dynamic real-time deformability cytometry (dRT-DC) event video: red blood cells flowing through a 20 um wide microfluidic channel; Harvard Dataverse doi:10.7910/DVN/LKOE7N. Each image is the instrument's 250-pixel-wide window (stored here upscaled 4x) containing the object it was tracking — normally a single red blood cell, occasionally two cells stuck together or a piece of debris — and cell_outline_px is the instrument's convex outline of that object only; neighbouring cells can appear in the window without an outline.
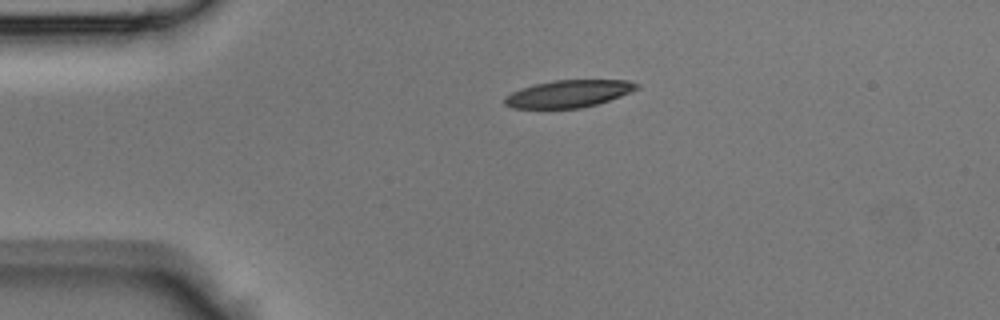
{"species": "Egyptian fruit bat (a non-hibernating species)", "species_latin": "Rousettus aegyptiacus", "temperature_condition": "room temperature", "stored_images_in_passage": 35, "camera_frame_rate_fps": 3000, "um_per_image_px": 0.085, "animal": {"sex": "male"}, "frame": {"image": 1, "passage_image": 1, "time_ms": 0.0, "image_size_px": [1000, 320], "cell_outline_px": [[640, 88], [620, 96], [596, 104], [580, 108], [512, 108], [504, 104], [504, 96], [512, 92], [536, 84], [556, 80], [628, 80], [640, 84]], "centroid_in_image_um": [48.35, 7.96], "position_along_channel_um": 36.7, "area_um2": 20.81}}
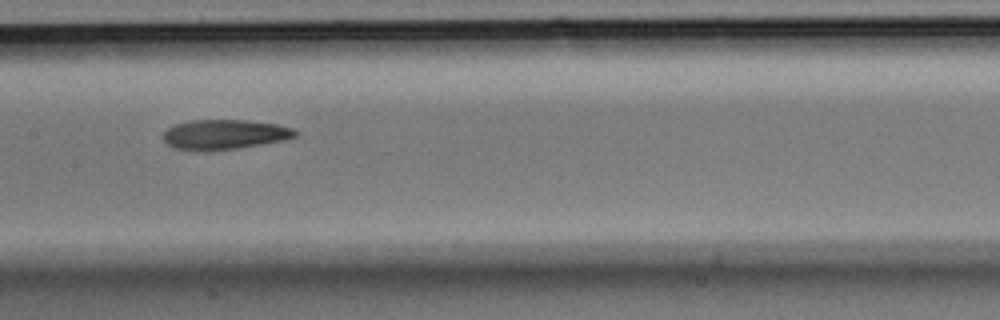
{"frame": {"image": 2, "passage_image": 13, "time_ms": 4.0, "image_size_px": [1000, 320], "cell_outline_px": [[296, 136], [284, 140], [240, 148], [196, 152], [172, 148], [164, 140], [164, 132], [168, 128], [176, 124], [192, 120], [248, 120], [276, 124], [292, 128], [296, 132]], "centroid_in_image_um": [19.05, 11.44], "position_along_channel_um": 188.4, "area_um2": 23.06}}
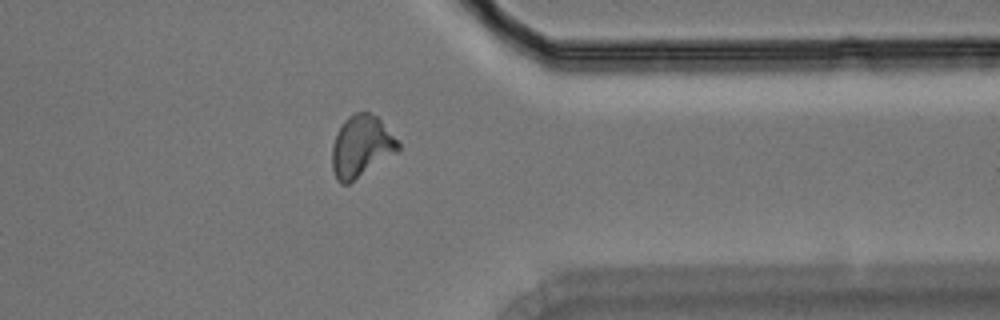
{"frame": {"image": 3, "passage_image": 26, "time_ms": 8.333, "image_size_px": [1000, 320], "cell_outline_px": [[400, 148], [396, 152], [348, 184], [340, 184], [336, 180], [332, 168], [332, 144], [344, 120], [348, 116], [356, 112], [368, 112], [376, 116], [380, 120], [400, 144]], "centroid_in_image_um": [30.67, 12.45], "position_along_channel_um": 380.7, "area_um2": 23.29}}